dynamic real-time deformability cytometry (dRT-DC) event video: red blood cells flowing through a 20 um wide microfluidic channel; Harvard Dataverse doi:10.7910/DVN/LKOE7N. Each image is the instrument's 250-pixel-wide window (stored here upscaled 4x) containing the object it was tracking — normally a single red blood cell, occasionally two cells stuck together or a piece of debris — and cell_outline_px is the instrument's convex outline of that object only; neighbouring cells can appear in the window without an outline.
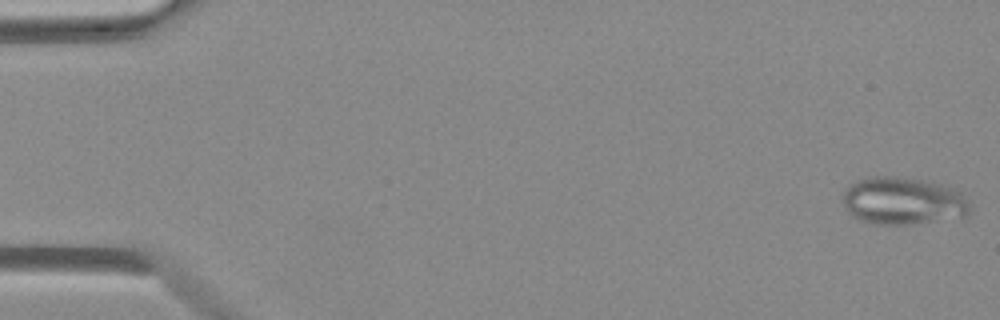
{"species": "Egyptian fruit bat (a non-hibernating species)", "species_latin": "Rousettus aegyptiacus", "temperature_condition": "warm", "stored_images_in_passage": 48, "camera_frame_rate_fps": 3000, "um_per_image_px": 0.085, "animal": {"sex": "female"}, "frame": {"image": 1, "passage_image": 1, "time_ms": 0.0, "image_size_px": [1000, 320], "cell_outline_px": [[968, 212], [964, 216], [912, 224], [876, 224], [860, 220], [852, 216], [848, 212], [844, 204], [844, 192], [848, 184], [856, 180], [872, 176], [896, 176], [924, 180], [940, 184], [952, 188], [960, 192], [968, 204]], "centroid_in_image_um": [76.69, 17.06], "position_along_channel_um": 8.3, "area_um2": 34.91}}
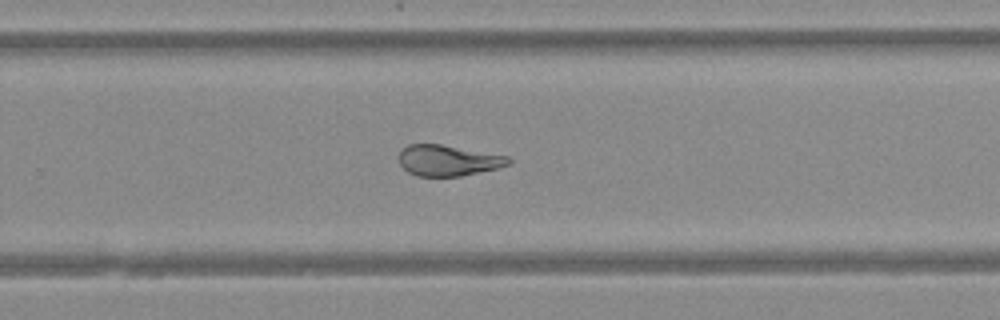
{"frame": {"image": 2, "passage_image": 32, "time_ms": 10.333, "image_size_px": [1000, 320], "cell_outline_px": [[512, 160], [508, 164], [496, 168], [460, 176], [416, 176], [408, 172], [400, 164], [400, 148], [408, 144], [440, 144], [508, 156]], "centroid_in_image_um": [38.05, 13.63], "position_along_channel_um": 291.8, "area_um2": 19.54}}
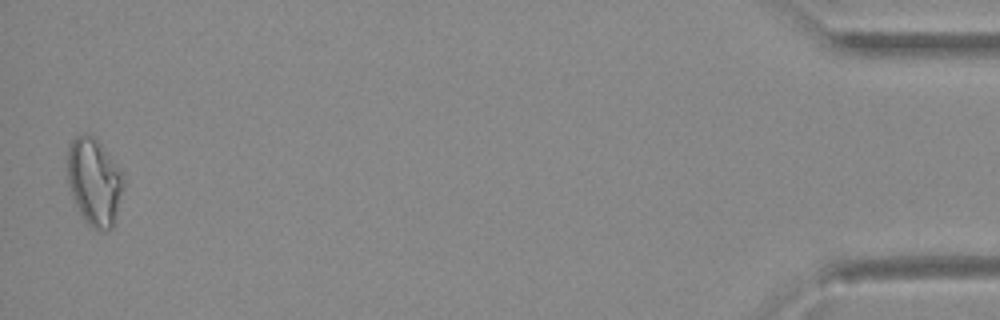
{"frame": {"image": 3, "passage_image": 48, "time_ms": 15.667, "image_size_px": [1000, 320], "cell_outline_px": [[124, 188], [112, 228], [108, 232], [104, 232], [92, 228], [84, 220], [72, 196], [68, 180], [68, 148], [72, 140], [76, 136], [96, 136], [124, 172]], "centroid_in_image_um": [8.06, 15.46], "position_along_channel_um": 427.1, "area_um2": 28.78}}